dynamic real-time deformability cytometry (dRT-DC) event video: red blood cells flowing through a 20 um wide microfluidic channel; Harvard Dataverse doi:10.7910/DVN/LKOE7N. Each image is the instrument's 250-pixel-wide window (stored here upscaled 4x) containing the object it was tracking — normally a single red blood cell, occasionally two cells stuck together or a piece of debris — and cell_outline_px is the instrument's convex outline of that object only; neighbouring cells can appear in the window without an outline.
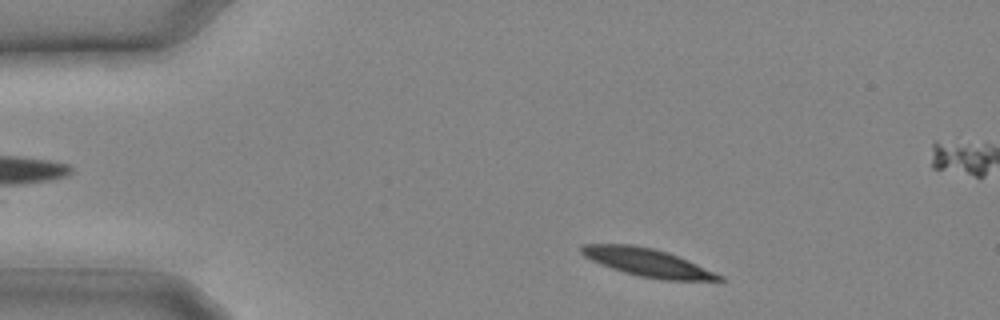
{"species": "common noctule bat (a hibernating species)", "species_latin": "Nyctalus noctula", "temperature_condition": "cold", "stored_images_in_passage": 13, "camera_frame_rate_fps": 3000, "um_per_image_px": 0.085, "animal": {"sex": "male", "body_mass_g": 20.4}, "frame": {"image": 1, "passage_image": 1, "time_ms": 0.0, "image_size_px": [1000, 320], "cell_outline_px": [[724, 280], [660, 280], [640, 276], [624, 272], [600, 264], [584, 256], [580, 252], [580, 248], [584, 244], [632, 244], [652, 248], [668, 252], [688, 260], [724, 276]], "centroid_in_image_um": [55.03, 22.31], "position_along_channel_um": 30.0, "area_um2": 22.31}}
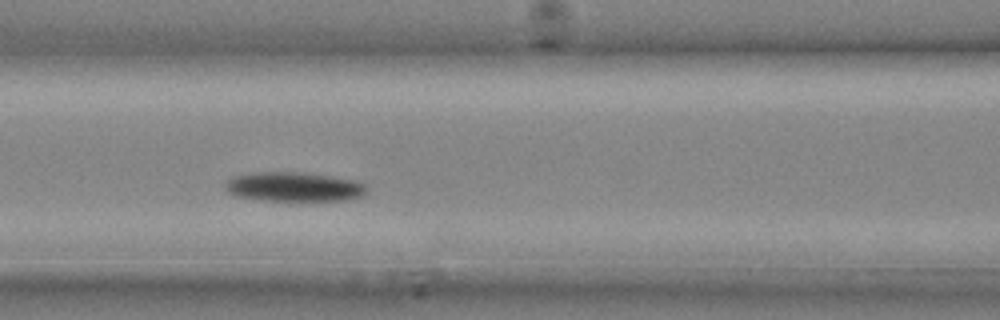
{"frame": {"image": 2, "passage_image": 8, "time_ms": 2.333, "image_size_px": [1000, 320], "cell_outline_px": [[368, 192], [364, 196], [348, 200], [260, 200], [232, 196], [224, 188], [224, 184], [232, 176], [252, 172], [304, 172], [332, 176], [356, 180], [364, 184], [368, 188]], "centroid_in_image_um": [24.98, 15.87], "position_along_channel_um": 141.6, "area_um2": 24.68}}
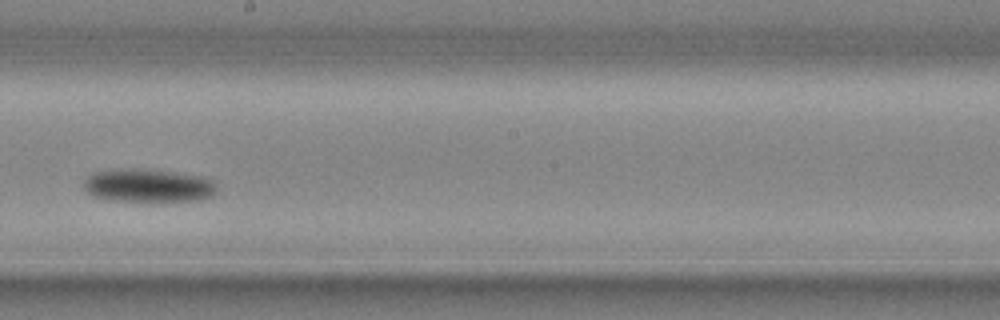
{"frame": {"image": 3, "passage_image": 12, "time_ms": 3.667, "image_size_px": [1000, 320], "cell_outline_px": [[216, 192], [212, 196], [200, 200], [148, 204], [112, 200], [96, 196], [88, 192], [84, 188], [84, 180], [92, 172], [116, 168], [152, 168], [204, 176], [212, 180], [216, 184]], "centroid_in_image_um": [12.64, 15.79], "position_along_channel_um": 235.6, "area_um2": 27.28}}